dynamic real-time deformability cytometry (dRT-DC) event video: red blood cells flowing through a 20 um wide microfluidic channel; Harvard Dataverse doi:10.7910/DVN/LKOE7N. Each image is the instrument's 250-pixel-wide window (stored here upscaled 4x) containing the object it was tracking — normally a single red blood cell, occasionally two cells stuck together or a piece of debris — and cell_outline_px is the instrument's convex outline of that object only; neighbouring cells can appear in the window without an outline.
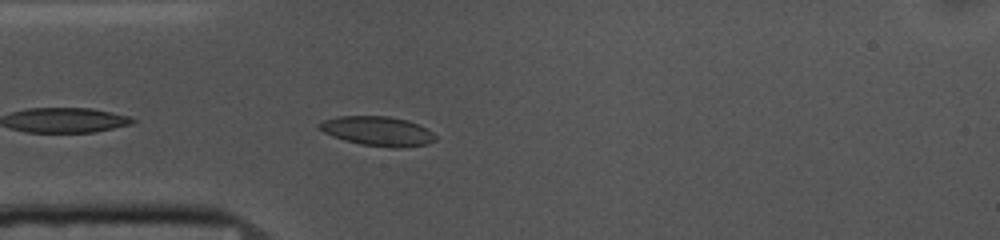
{"species": "common noctule bat (a hibernating species)", "species_latin": "Nyctalus noctula", "temperature_condition": "cold", "stored_images_in_passage": 8, "camera_frame_rate_fps": 3000, "um_per_image_px": 0.085, "animal": {"sex": "female", "body_mass_g": 10.0, "forearm_length_mm": 53.1}, "frame": {"image": 1, "passage_image": 3, "time_ms": 0.667, "image_size_px": [1000, 240], "cell_outline_px": [[436, 140], [428, 144], [400, 148], [392, 148], [360, 144], [344, 140], [332, 136], [324, 132], [320, 128], [320, 124], [324, 120], [336, 116], [388, 116], [408, 120], [420, 124], [428, 128], [436, 136]], "centroid_in_image_um": [32.16, 11.15], "position_along_channel_um": 52.8, "area_um2": 20.06}}
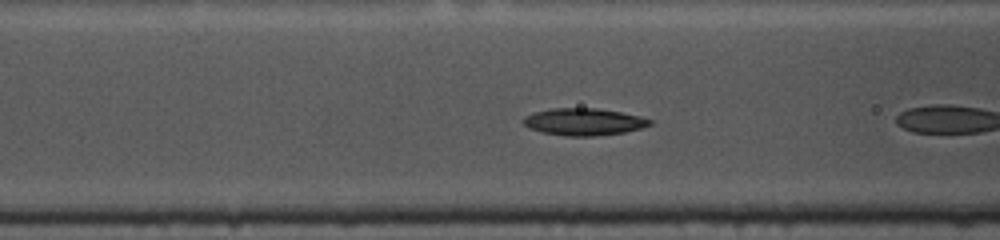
{"frame": {"image": 2, "passage_image": 6, "time_ms": 1.667, "image_size_px": [1000, 240], "cell_outline_px": [[652, 124], [640, 128], [624, 132], [596, 136], [568, 136], [540, 132], [528, 128], [524, 124], [524, 116], [536, 112], [552, 108], [596, 108], [620, 112], [640, 116], [652, 120]], "centroid_in_image_um": [49.61, 10.35], "position_along_channel_um": 117.0, "area_um2": 19.88}}